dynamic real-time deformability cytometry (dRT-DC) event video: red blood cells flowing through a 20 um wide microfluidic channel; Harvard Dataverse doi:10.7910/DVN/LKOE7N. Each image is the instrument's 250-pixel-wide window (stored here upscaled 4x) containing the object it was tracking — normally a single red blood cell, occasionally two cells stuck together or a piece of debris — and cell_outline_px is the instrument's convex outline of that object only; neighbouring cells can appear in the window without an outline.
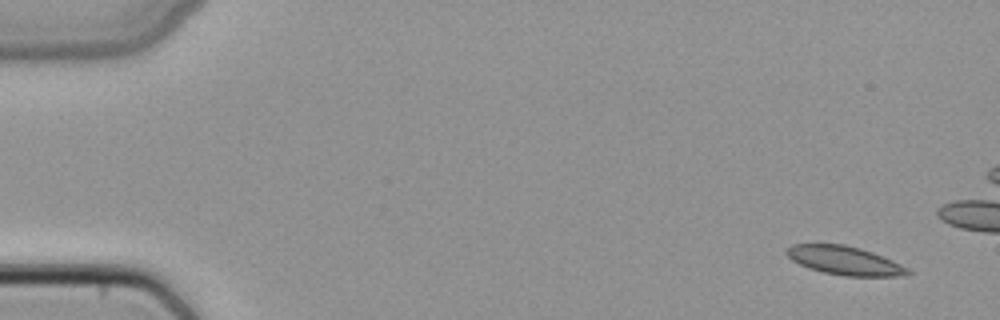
{"species": "common noctule bat (a hibernating species)", "species_latin": "Nyctalus noctula", "temperature_condition": "cold", "stored_images_in_passage": 3, "camera_frame_rate_fps": 3000, "um_per_image_px": 0.085, "animal": {"sex": "female", "body_mass_g": 22.7, "forearm_length_mm": 54.2}, "frame": {"image": 1, "passage_image": 1, "time_ms": 0.0, "image_size_px": [1000, 320], "cell_outline_px": [[912, 272], [900, 276], [844, 276], [824, 272], [808, 268], [792, 260], [784, 252], [792, 244], [844, 244], [860, 248], [884, 256], [908, 268]], "centroid_in_image_um": [71.79, 22.14], "position_along_channel_um": 13.2, "area_um2": 20.17}}